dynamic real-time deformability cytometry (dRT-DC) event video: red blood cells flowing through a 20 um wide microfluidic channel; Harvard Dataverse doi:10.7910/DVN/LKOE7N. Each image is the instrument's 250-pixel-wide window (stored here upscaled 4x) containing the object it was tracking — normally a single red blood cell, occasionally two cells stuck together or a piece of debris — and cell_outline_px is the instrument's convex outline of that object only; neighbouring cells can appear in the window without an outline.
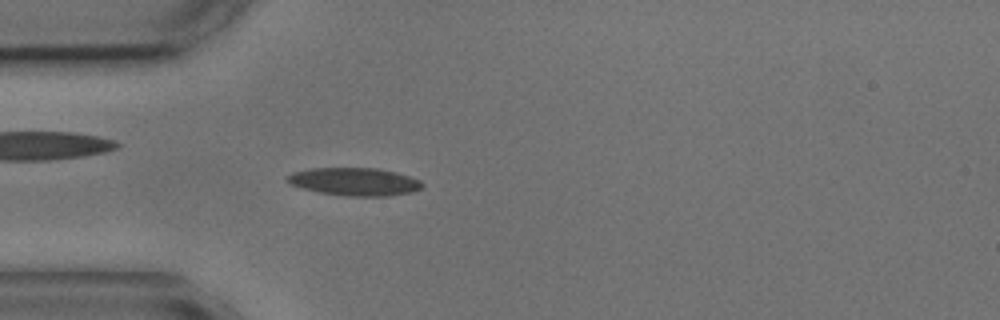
{"species": "common noctule bat (a hibernating species)", "species_latin": "Nyctalus noctula", "temperature_condition": "cold", "stored_images_in_passage": 4, "camera_frame_rate_fps": 3000, "um_per_image_px": 0.085, "animal": {"sex": "male", "body_mass_g": 17.9, "forearm_length_mm": 54.2}, "frame": {"image": 1, "passage_image": 4, "time_ms": 3.667, "image_size_px": [1000, 320], "cell_outline_px": [[424, 184], [420, 188], [412, 192], [388, 196], [348, 196], [320, 192], [288, 184], [284, 180], [284, 176], [292, 172], [312, 168], [376, 168], [396, 172], [420, 180]], "centroid_in_image_um": [30.09, 15.43], "position_along_channel_um": 54.9, "area_um2": 21.96}}